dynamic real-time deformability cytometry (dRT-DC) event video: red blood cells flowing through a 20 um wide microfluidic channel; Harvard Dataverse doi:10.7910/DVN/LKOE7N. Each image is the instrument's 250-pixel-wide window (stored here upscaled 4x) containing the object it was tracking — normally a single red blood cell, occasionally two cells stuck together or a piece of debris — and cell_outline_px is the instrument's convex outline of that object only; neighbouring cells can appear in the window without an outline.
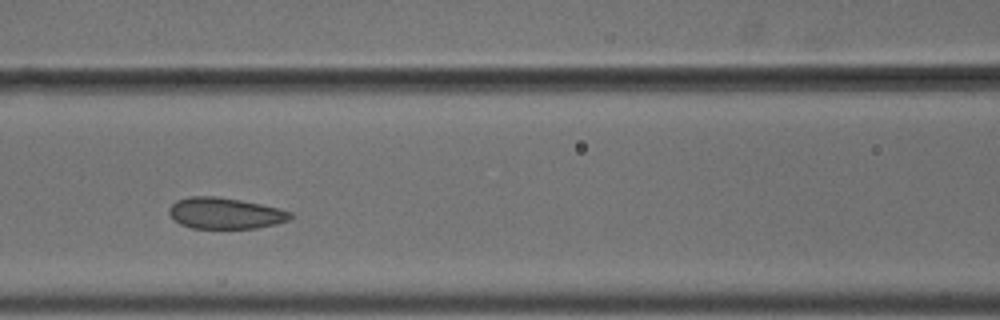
{"species": "common noctule bat (a hibernating species)", "species_latin": "Nyctalus noctula", "temperature_condition": "cold", "stored_images_in_passage": 8, "camera_frame_rate_fps": 3000, "um_per_image_px": 0.085, "animal": {"sex": "male", "body_mass_g": 18.8}, "frame": {"image": 1, "passage_image": 4, "time_ms": 1.0, "image_size_px": [1000, 320], "cell_outline_px": [[292, 216], [288, 220], [276, 224], [256, 228], [192, 228], [180, 224], [168, 212], [168, 208], [176, 200], [188, 196], [216, 196], [240, 200], [260, 204], [292, 212]], "centroid_in_image_um": [19.11, 18.12], "position_along_channel_um": 147.5, "area_um2": 21.91}}
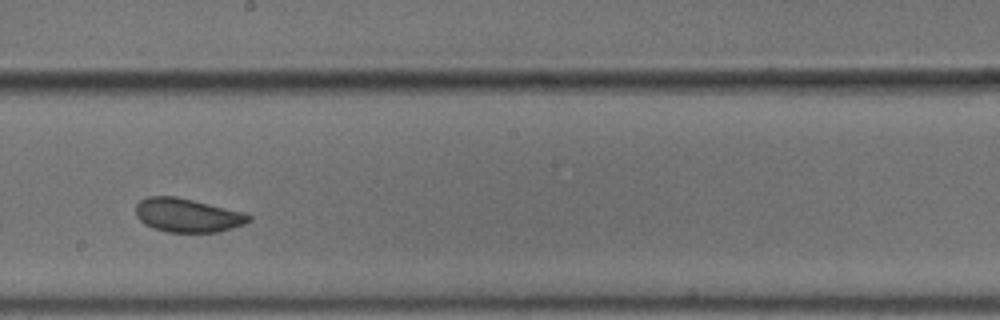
{"frame": {"image": 2, "passage_image": 6, "time_ms": 1.667, "image_size_px": [1000, 320], "cell_outline_px": [[252, 220], [244, 224], [220, 232], [168, 232], [144, 224], [136, 216], [136, 204], [140, 200], [148, 196], [176, 196], [244, 212], [252, 216]], "centroid_in_image_um": [15.95, 18.29], "position_along_channel_um": 232.3, "area_um2": 22.25}}
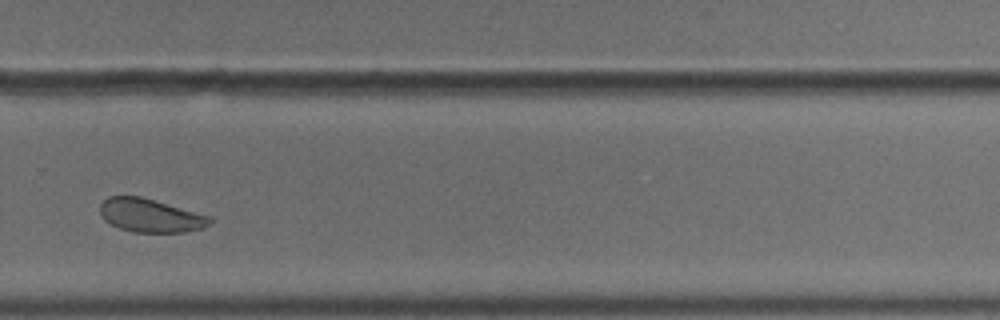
{"frame": {"image": 3, "passage_image": 8, "time_ms": 2.333, "image_size_px": [1000, 320], "cell_outline_px": [[212, 220], [204, 228], [184, 232], [132, 232], [120, 228], [104, 220], [100, 212], [100, 204], [108, 196], [140, 196], [212, 216]], "centroid_in_image_um": [12.79, 18.31], "position_along_channel_um": 317.0, "area_um2": 21.39}}